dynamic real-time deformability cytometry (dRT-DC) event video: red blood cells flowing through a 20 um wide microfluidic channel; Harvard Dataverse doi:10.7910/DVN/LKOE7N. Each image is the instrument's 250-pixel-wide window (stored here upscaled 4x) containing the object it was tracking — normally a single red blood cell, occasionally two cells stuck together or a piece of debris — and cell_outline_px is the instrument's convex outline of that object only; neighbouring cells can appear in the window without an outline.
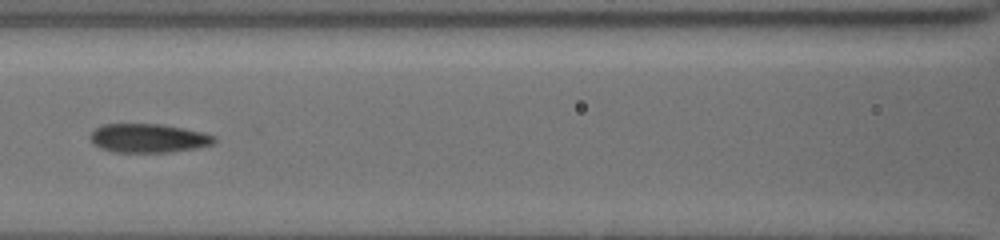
{"species": "common noctule bat (a hibernating species)", "species_latin": "Nyctalus noctula", "temperature_condition": "cold", "stored_images_in_passage": 12, "camera_frame_rate_fps": 3000, "um_per_image_px": 0.085, "animal": {"sex": "female", "body_mass_g": 19.5, "forearm_length_mm": 54.1}, "frame": {"image": 1, "passage_image": 7, "time_ms": 3.0, "image_size_px": [1000, 240], "cell_outline_px": [[216, 140], [212, 144], [196, 148], [172, 152], [112, 152], [100, 148], [92, 144], [88, 136], [96, 128], [104, 124], [164, 124], [204, 132], [216, 136]], "centroid_in_image_um": [12.6, 11.74], "position_along_channel_um": 154.0, "area_um2": 21.1}}
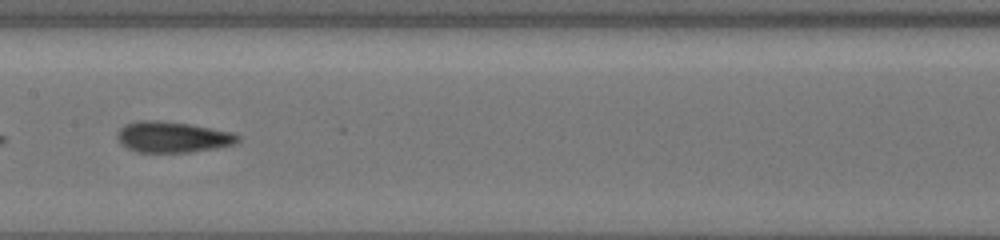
{"frame": {"image": 2, "passage_image": 10, "time_ms": 4.0, "image_size_px": [1000, 240], "cell_outline_px": [[240, 140], [232, 144], [216, 148], [192, 152], [136, 152], [120, 144], [116, 136], [120, 128], [124, 124], [140, 120], [160, 120], [188, 124], [232, 132], [240, 136]], "centroid_in_image_um": [14.63, 11.65], "position_along_channel_um": 192.8, "area_um2": 21.73}}